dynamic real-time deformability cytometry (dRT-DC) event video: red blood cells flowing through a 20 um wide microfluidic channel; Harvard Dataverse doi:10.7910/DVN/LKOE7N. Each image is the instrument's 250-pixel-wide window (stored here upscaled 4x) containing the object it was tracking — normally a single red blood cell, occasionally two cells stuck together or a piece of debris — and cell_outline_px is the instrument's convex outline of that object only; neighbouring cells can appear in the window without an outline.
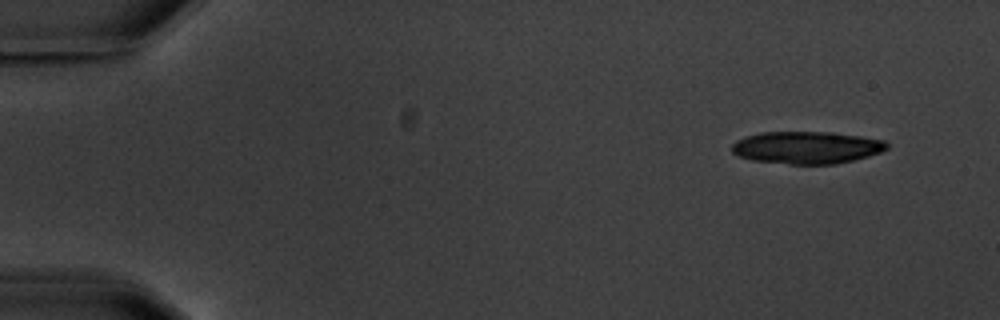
{"species": "common noctule bat (a hibernating species)", "species_latin": "Nyctalus noctula", "temperature_condition": "warm", "stored_images_in_passage": 10, "camera_frame_rate_fps": 3000, "um_per_image_px": 0.085, "animal": {"sex": "male", "body_mass_g": 20.1, "forearm_length_mm": 53.5}, "frame": {"image": 1, "passage_image": 1, "time_ms": 0.0, "image_size_px": [1000, 320], "cell_outline_px": [[888, 148], [880, 152], [868, 156], [836, 164], [788, 164], [752, 160], [740, 156], [732, 152], [732, 144], [736, 140], [744, 136], [760, 132], [832, 132], [860, 136], [884, 140], [888, 144]], "centroid_in_image_um": [68.55, 12.53], "position_along_channel_um": 16.4, "area_um2": 29.25}}
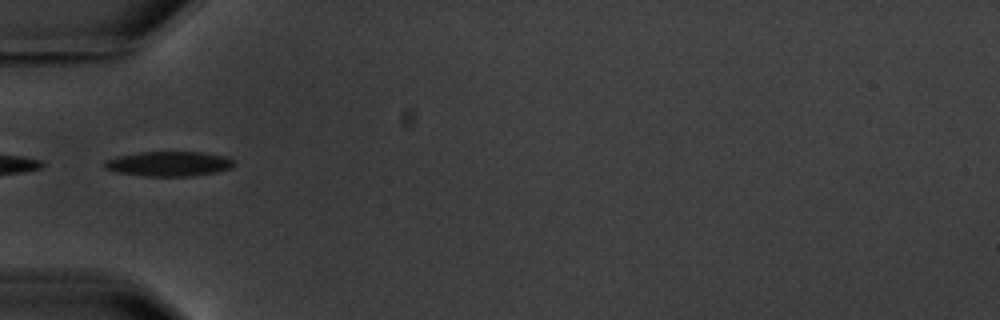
{"frame": {"image": 2, "passage_image": 5, "time_ms": 5.0, "image_size_px": [1000, 320], "cell_outline_px": [[236, 164], [232, 168], [216, 172], [192, 176], [144, 176], [116, 172], [104, 168], [104, 160], [116, 156], [140, 152], [200, 152], [224, 156], [236, 160]], "centroid_in_image_um": [14.36, 13.92], "position_along_channel_um": 70.6, "area_um2": 18.9}}